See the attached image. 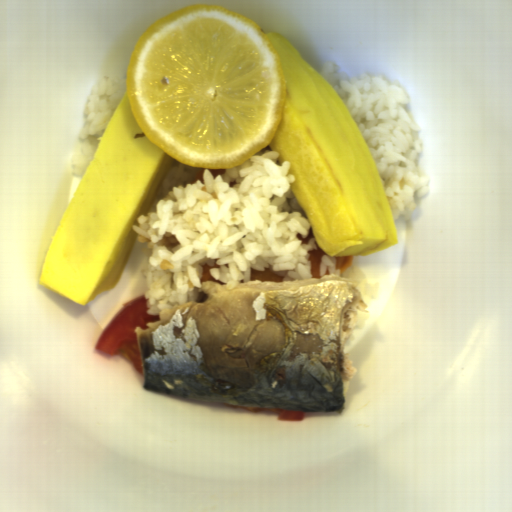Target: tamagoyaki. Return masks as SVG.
I'll list each match as a JSON object with an SVG mask.
<instances>
[{
	"label": "tamagoyaki",
	"instance_id": "tamagoyaki-1",
	"mask_svg": "<svg viewBox=\"0 0 512 512\" xmlns=\"http://www.w3.org/2000/svg\"><path fill=\"white\" fill-rule=\"evenodd\" d=\"M285 75L283 116L269 142L290 163V188L316 244L330 256H369L397 242L383 180L340 96L285 36L265 33Z\"/></svg>",
	"mask_w": 512,
	"mask_h": 512
},
{
	"label": "tamagoyaki",
	"instance_id": "tamagoyaki-2",
	"mask_svg": "<svg viewBox=\"0 0 512 512\" xmlns=\"http://www.w3.org/2000/svg\"><path fill=\"white\" fill-rule=\"evenodd\" d=\"M172 157L155 145L122 95L60 221L40 286L82 306L115 289Z\"/></svg>",
	"mask_w": 512,
	"mask_h": 512
}]
</instances>
